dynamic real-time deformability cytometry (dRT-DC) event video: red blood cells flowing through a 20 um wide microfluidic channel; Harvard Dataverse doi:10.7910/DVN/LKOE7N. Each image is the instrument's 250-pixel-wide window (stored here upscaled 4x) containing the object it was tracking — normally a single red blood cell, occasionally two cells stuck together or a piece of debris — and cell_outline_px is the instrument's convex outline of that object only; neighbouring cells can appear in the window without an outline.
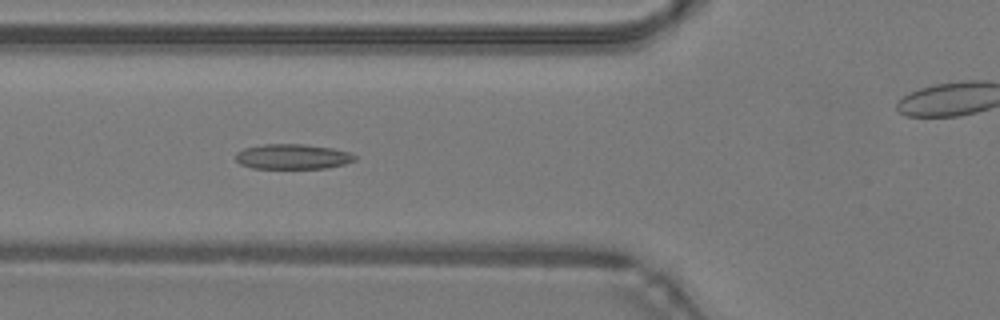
{"species": "common noctule bat (a hibernating species)", "species_latin": "Nyctalus noctula", "temperature_condition": "warm", "stored_images_in_passage": 47, "camera_frame_rate_fps": 3000, "um_per_image_px": 0.085, "animal": {"sex": "male", "body_mass_g": 19.2, "forearm_length_mm": 51.8}, "frame": {"image": 1, "passage_image": 16, "time_ms": 5.0, "image_size_px": [1000, 320], "cell_outline_px": [[356, 160], [344, 164], [328, 168], [252, 168], [240, 164], [236, 160], [236, 152], [244, 148], [264, 144], [304, 144], [332, 148], [348, 152], [356, 156]], "centroid_in_image_um": [24.86, 13.31], "position_along_channel_um": 100.9, "area_um2": 17.4}}
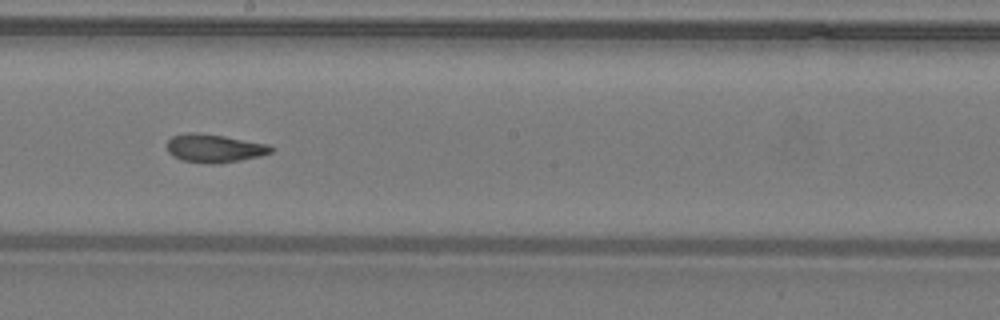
{"frame": {"image": 2, "passage_image": 25, "time_ms": 8.0, "image_size_px": [1000, 320], "cell_outline_px": [[276, 148], [272, 152], [260, 156], [220, 164], [212, 164], [180, 160], [172, 156], [168, 152], [168, 140], [172, 136], [188, 132], [196, 132], [224, 136], [268, 144]], "centroid_in_image_um": [18.23, 12.61], "position_along_channel_um": 230.0, "area_um2": 17.28}}
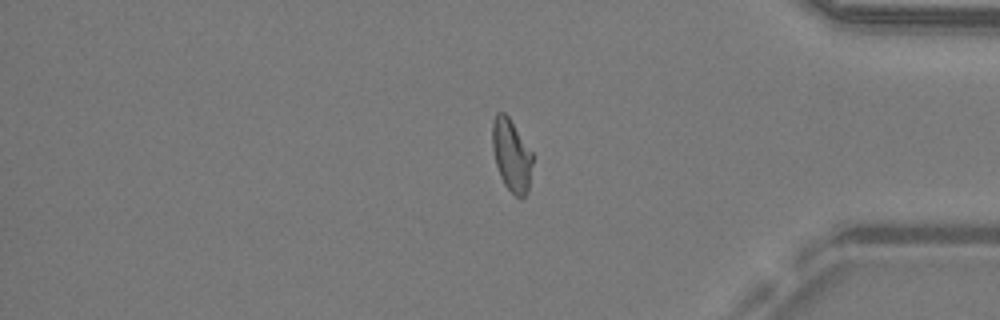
{"frame": {"image": 3, "passage_image": 38, "time_ms": 12.333, "image_size_px": [1000, 320], "cell_outline_px": [[532, 164], [528, 192], [524, 196], [516, 196], [504, 184], [500, 176], [496, 164], [492, 148], [492, 120], [496, 112], [504, 112], [508, 116], [532, 152]], "centroid_in_image_um": [43.46, 13.17], "position_along_channel_um": 391.7, "area_um2": 16.82}, "authors_computed_cell_mechanics": {"area_um2": 17.4556, "velocity_mm_per_s": 4.2876, "shape_relaxation_time_tau1_ms": null, "shape_relaxation_time_tau2_ms": 1.6061, "deformation_change_tau1": null, "deformation_change_tau2": 0.071}}